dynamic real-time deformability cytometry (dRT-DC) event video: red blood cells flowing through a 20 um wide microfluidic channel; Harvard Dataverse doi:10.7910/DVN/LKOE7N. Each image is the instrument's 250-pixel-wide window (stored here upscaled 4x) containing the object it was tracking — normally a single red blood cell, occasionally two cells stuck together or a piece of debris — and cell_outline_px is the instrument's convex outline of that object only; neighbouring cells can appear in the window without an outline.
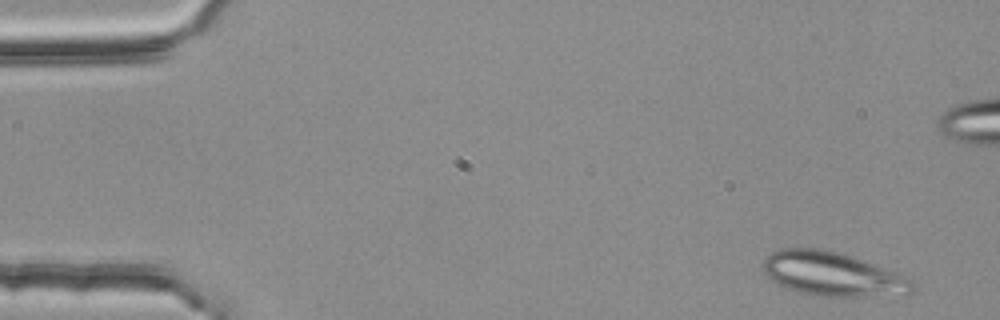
{"species": "common noctule bat (a hibernating species)", "species_latin": "Nyctalus noctula", "temperature_condition": "room temperature", "stored_images_in_passage": 5, "camera_frame_rate_fps": 3000, "um_per_image_px": 0.085, "animal": {"sex": "female", "body_mass_g": 25.1}, "frame": {"image": 1, "passage_image": 1, "time_ms": 0.0, "image_size_px": [1000, 320], "cell_outline_px": [[916, 288], [912, 292], [856, 296], [824, 296], [800, 292], [788, 288], [772, 280], [760, 268], [764, 260], [772, 252], [784, 248], [816, 248], [844, 252], [912, 276], [916, 284]], "centroid_in_image_um": [70.84, 23.25], "position_along_channel_um": 14.2, "area_um2": 38.67}}